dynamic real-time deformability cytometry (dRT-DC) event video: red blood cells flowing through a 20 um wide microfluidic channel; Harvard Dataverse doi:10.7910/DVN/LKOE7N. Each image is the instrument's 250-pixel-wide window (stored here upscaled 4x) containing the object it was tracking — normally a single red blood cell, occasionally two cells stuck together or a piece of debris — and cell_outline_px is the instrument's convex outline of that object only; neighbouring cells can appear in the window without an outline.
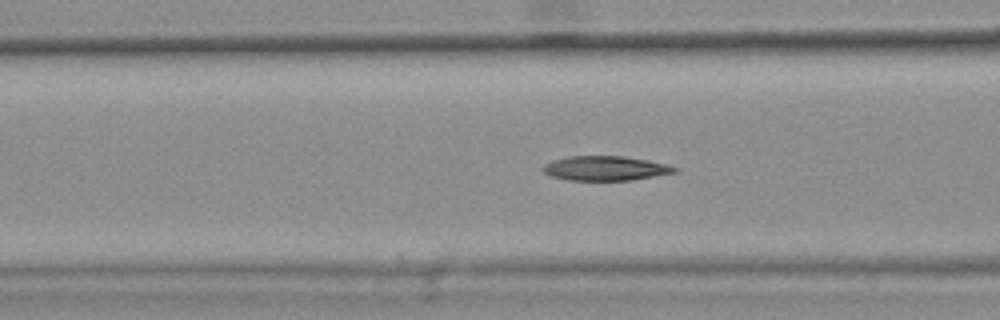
{"species": "common noctule bat (a hibernating species)", "species_latin": "Nyctalus noctula", "temperature_condition": "warm", "stored_images_in_passage": 47, "camera_frame_rate_fps": 3000, "um_per_image_px": 0.085, "animal": {"sex": "female", "body_mass_g": 25.1}, "frame": {"image": 1, "passage_image": 21, "time_ms": 6.667, "image_size_px": [1000, 320], "cell_outline_px": [[680, 172], [632, 180], [568, 180], [552, 176], [544, 172], [540, 168], [544, 164], [552, 160], [568, 156], [624, 156], [648, 160], [668, 164], [680, 168]], "centroid_in_image_um": [51.51, 14.3], "position_along_channel_um": 115.1, "area_um2": 19.07}, "authors_computed_cell_mechanics": {"area_um2": 19.4208, "velocity_mm_per_s": 3.7825, "shape_relaxation_time_tau1_ms": 9.2176, "shape_relaxation_time_tau2_ms": 8.5605, "deformation_change_tau1": 0.2187, "deformation_change_tau2": 0.1728}}